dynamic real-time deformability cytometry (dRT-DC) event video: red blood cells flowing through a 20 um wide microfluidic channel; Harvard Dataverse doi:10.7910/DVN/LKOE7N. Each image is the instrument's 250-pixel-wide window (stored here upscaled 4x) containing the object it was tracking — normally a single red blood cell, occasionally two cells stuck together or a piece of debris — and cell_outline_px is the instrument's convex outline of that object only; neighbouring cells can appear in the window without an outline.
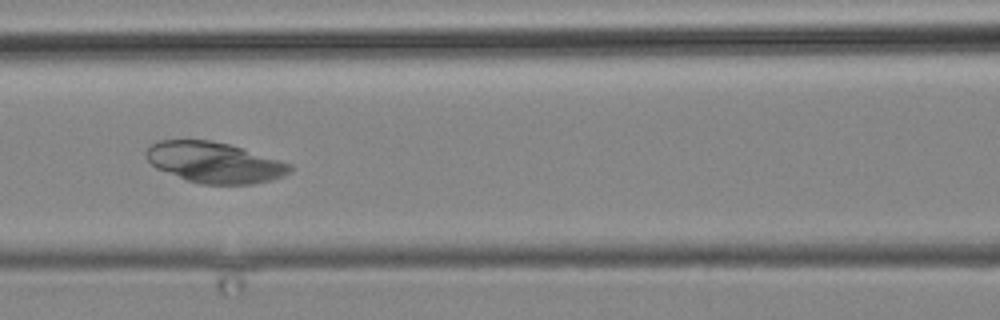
{"species": "common noctule bat (a hibernating species)", "species_latin": "Nyctalus noctula", "temperature_condition": "cold", "stored_images_in_passage": 15, "camera_frame_rate_fps": 3000, "um_per_image_px": 0.085, "animal": {"sex": "male", "body_mass_g": 19.2, "forearm_length_mm": 51.8}, "frame": {"image": 1, "passage_image": 11, "time_ms": 13.0, "image_size_px": [1000, 320], "cell_outline_px": [[292, 172], [284, 176], [252, 184], [200, 184], [188, 180], [156, 168], [148, 160], [144, 152], [148, 144], [160, 140], [212, 140], [244, 148], [292, 164]], "centroid_in_image_um": [18.22, 13.8], "position_along_channel_um": 148.4, "area_um2": 34.22}}